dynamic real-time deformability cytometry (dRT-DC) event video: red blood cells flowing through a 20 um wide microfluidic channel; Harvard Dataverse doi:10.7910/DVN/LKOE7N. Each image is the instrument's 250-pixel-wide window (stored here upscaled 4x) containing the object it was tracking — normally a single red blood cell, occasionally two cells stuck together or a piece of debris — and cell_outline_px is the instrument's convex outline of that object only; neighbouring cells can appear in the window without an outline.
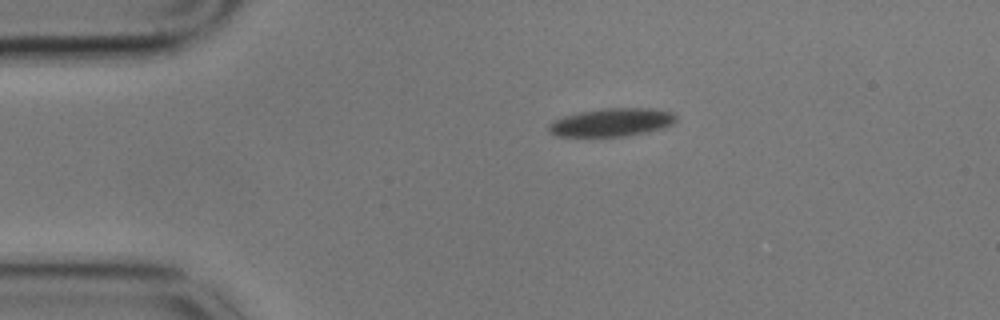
{"species": "common noctule bat (a hibernating species)", "species_latin": "Nyctalus noctula", "temperature_condition": "cold", "stored_images_in_passage": 48, "camera_frame_rate_fps": 3000, "um_per_image_px": 0.085, "animal": {"sex": "male", "body_mass_g": 17.9}, "frame": {"image": 1, "passage_image": 1, "time_ms": 0.0, "image_size_px": [1000, 320], "cell_outline_px": [[676, 124], [664, 128], [648, 132], [628, 136], [556, 136], [548, 132], [548, 124], [564, 116], [580, 112], [604, 108], [652, 108], [672, 112], [676, 116]], "centroid_in_image_um": [52.05, 10.4], "position_along_channel_um": 33.0, "area_um2": 21.04}}
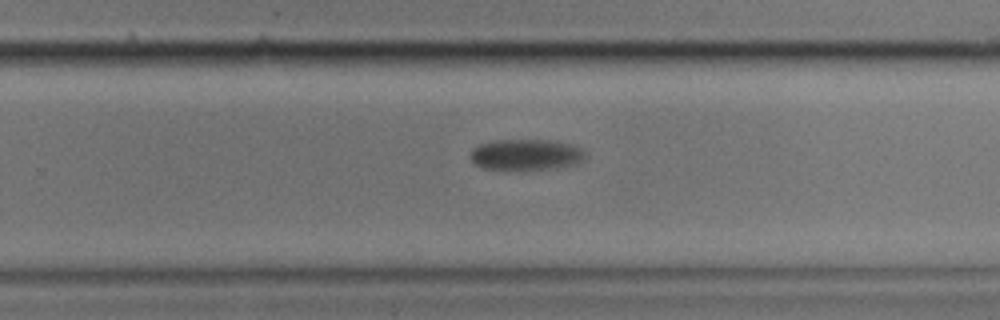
{"frame": {"image": 2, "passage_image": 27, "time_ms": 8.667, "image_size_px": [1000, 320], "cell_outline_px": [[588, 156], [584, 160], [576, 164], [556, 168], [480, 168], [472, 160], [472, 148], [480, 144], [496, 140], [552, 140], [572, 144], [584, 148], [588, 152]], "centroid_in_image_um": [44.82, 13.11], "position_along_channel_um": 285.0, "area_um2": 20.63}}
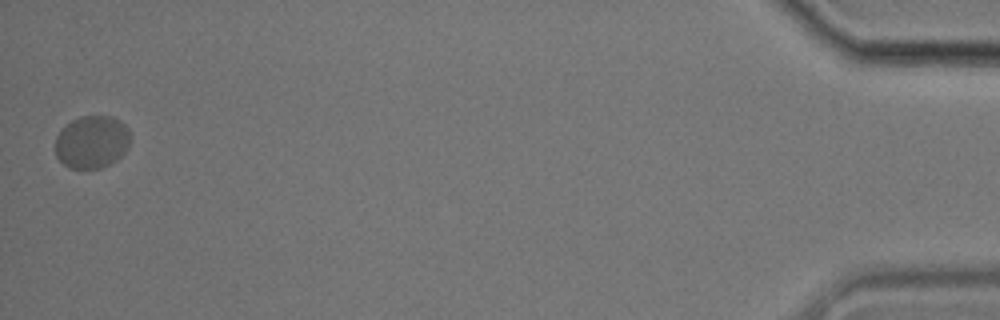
{"frame": {"image": 3, "passage_image": 48, "time_ms": 15.667, "image_size_px": [1000, 320], "cell_outline_px": [[128, 148], [116, 160], [100, 168], [68, 168], [56, 156], [56, 136], [72, 120], [80, 116], [112, 116], [120, 120], [128, 128]], "centroid_in_image_um": [7.8, 12.06], "position_along_channel_um": 427.4, "area_um2": 22.77}, "authors_computed_cell_mechanics": {"area_um2": 22.3686, "velocity_mm_per_s": 3.3795, "shape_relaxation_time_tau1_ms": 3.1442, "shape_relaxation_time_tau2_ms": null, "deformation_change_tau1": 0.1239, "deformation_change_tau2": null}}